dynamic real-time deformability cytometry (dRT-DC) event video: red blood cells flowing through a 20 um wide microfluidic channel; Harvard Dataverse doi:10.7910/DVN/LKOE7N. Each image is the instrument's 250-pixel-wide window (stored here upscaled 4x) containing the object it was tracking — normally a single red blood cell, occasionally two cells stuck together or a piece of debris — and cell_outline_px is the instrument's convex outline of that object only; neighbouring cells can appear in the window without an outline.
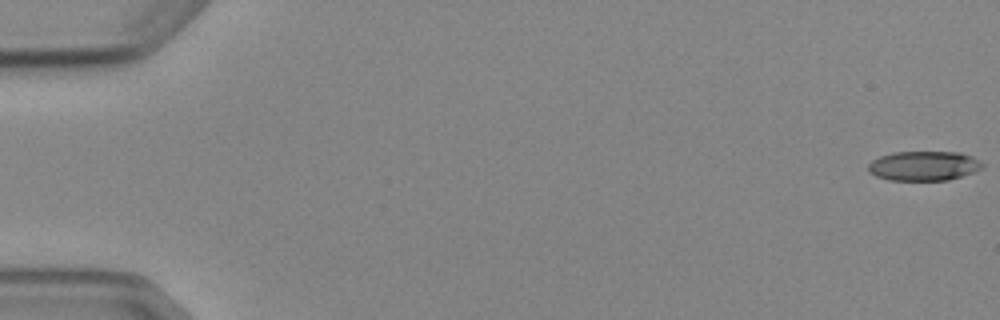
{"species": "Egyptian fruit bat (a non-hibernating species)", "species_latin": "Rousettus aegyptiacus", "temperature_condition": "cold", "stored_images_in_passage": 7, "camera_frame_rate_fps": 3000, "um_per_image_px": 0.085, "animal": {"sex": "female"}, "frame": {"image": 1, "passage_image": 1, "time_ms": 0.0, "image_size_px": [1000, 320], "cell_outline_px": [[984, 168], [948, 180], [888, 180], [876, 176], [868, 168], [868, 164], [872, 160], [880, 156], [892, 152], [960, 152], [972, 156], [980, 160], [984, 164]], "centroid_in_image_um": [78.54, 14.09], "position_along_channel_um": 6.5, "area_um2": 19.65}}
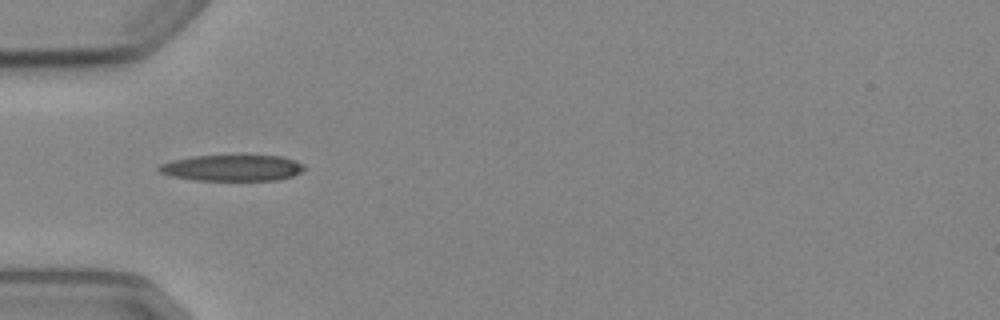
{"frame": {"image": 2, "passage_image": 5, "time_ms": 5.667, "image_size_px": [1000, 320], "cell_outline_px": [[304, 168], [300, 172], [292, 176], [276, 180], [192, 180], [172, 176], [160, 172], [156, 168], [160, 164], [172, 160], [192, 156], [280, 156], [296, 160], [304, 164]], "centroid_in_image_um": [19.72, 14.27], "position_along_channel_um": 65.3, "area_um2": 22.02}}
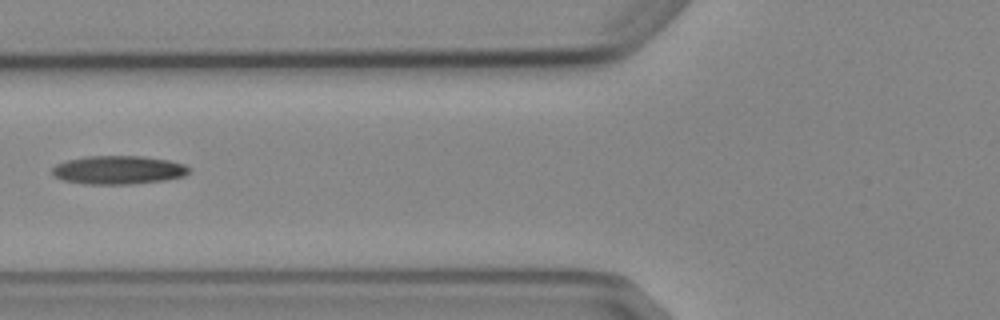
{"frame": {"image": 3, "passage_image": 6, "time_ms": 7.0, "image_size_px": [1000, 320], "cell_outline_px": [[188, 172], [184, 176], [164, 180], [132, 184], [84, 184], [64, 180], [52, 176], [52, 168], [56, 164], [68, 160], [88, 156], [144, 156], [168, 160], [184, 164], [188, 168]], "centroid_in_image_um": [10.03, 14.45], "position_along_channel_um": 115.8, "area_um2": 22.66}}